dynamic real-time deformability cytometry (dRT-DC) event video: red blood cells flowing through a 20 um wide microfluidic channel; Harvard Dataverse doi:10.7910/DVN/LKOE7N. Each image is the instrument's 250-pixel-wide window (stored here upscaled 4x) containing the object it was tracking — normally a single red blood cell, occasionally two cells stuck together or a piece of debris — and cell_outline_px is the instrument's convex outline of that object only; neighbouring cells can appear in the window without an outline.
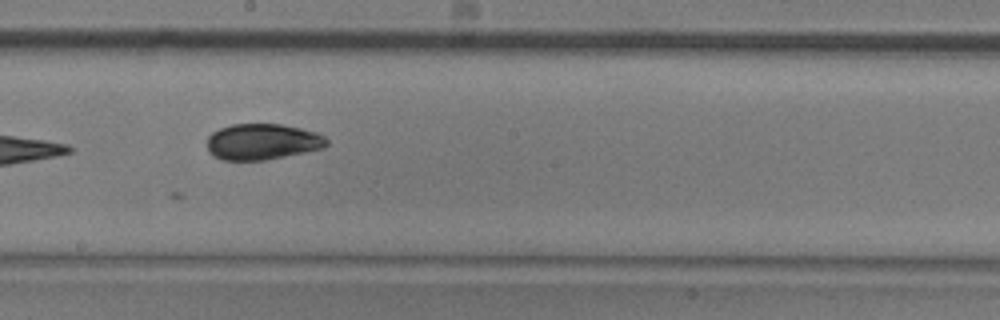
{"species": "common noctule bat (a hibernating species)", "species_latin": "Nyctalus noctula", "temperature_condition": "room temperature", "stored_images_in_passage": 17, "camera_frame_rate_fps": 3000, "um_per_image_px": 0.085, "animal": {"sex": "male", "body_mass_g": 20.5, "forearm_length_mm": 52.5}, "frame": {"image": 1, "passage_image": 15, "time_ms": 4.667, "image_size_px": [1000, 320], "cell_outline_px": [[328, 144], [324, 148], [264, 160], [224, 160], [212, 156], [208, 152], [208, 136], [212, 132], [220, 128], [232, 124], [280, 124], [300, 128], [316, 132], [324, 136], [328, 140]], "centroid_in_image_um": [22.29, 12.04], "position_along_channel_um": 225.9, "area_um2": 25.09}}